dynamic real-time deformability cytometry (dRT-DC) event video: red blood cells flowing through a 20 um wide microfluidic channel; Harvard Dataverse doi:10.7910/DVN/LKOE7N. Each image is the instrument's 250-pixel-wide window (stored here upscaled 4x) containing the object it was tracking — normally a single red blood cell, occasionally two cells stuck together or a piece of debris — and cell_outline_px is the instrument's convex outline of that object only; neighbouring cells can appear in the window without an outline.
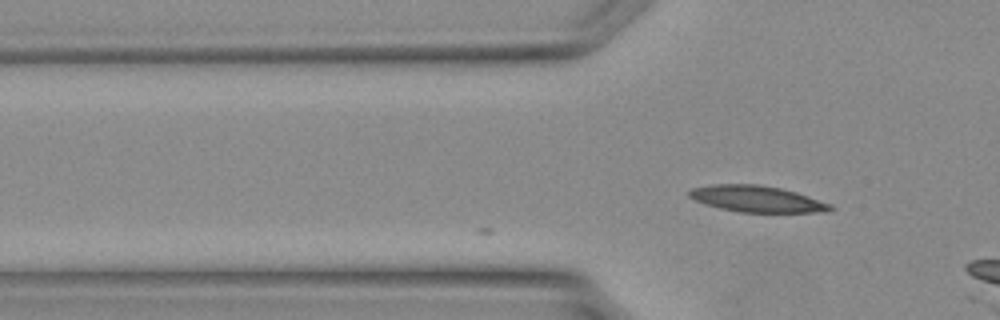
{"species": "Egyptian fruit bat (a non-hibernating species)", "species_latin": "Rousettus aegyptiacus", "temperature_condition": "warm", "stored_images_in_passage": 7, "camera_frame_rate_fps": 3000, "um_per_image_px": 0.085, "animal": {"sex": "female"}, "frame": {"image": 1, "passage_image": 7, "time_ms": 2.0, "image_size_px": [1000, 320], "cell_outline_px": [[836, 208], [812, 212], [740, 212], [720, 208], [704, 204], [688, 196], [688, 192], [692, 188], [712, 184], [760, 184], [780, 188], [796, 192], [832, 204]], "centroid_in_image_um": [64.29, 16.89], "position_along_channel_um": 61.5, "area_um2": 21.5}}